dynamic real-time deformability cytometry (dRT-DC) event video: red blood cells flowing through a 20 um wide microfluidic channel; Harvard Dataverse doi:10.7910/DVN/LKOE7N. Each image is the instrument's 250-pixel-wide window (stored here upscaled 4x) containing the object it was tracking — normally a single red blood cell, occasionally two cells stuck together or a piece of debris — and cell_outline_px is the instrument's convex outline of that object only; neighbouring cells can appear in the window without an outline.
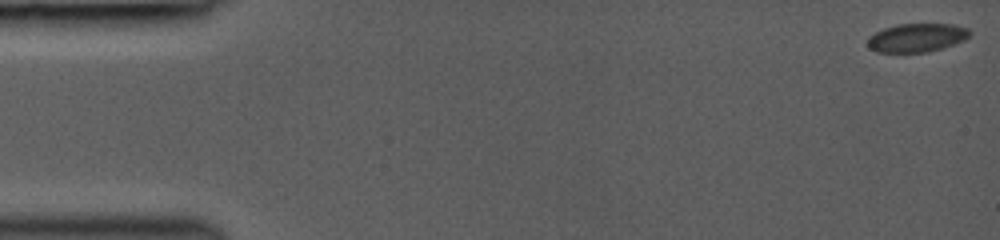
{"species": "common noctule bat (a hibernating species)", "species_latin": "Nyctalus noctula", "temperature_condition": "room temperature", "stored_images_in_passage": 46, "camera_frame_rate_fps": 3000, "um_per_image_px": 0.085, "animal": {"sex": "female", "body_mass_g": 19.0, "forearm_length_mm": 53.3}, "frame": {"image": 1, "passage_image": 1, "time_ms": 0.0, "image_size_px": [1000, 240], "cell_outline_px": [[972, 32], [964, 40], [928, 52], [876, 52], [868, 48], [868, 36], [884, 28], [896, 24], [952, 24], [968, 28]], "centroid_in_image_um": [77.9, 3.2], "position_along_channel_um": 7.1, "area_um2": 16.94}}
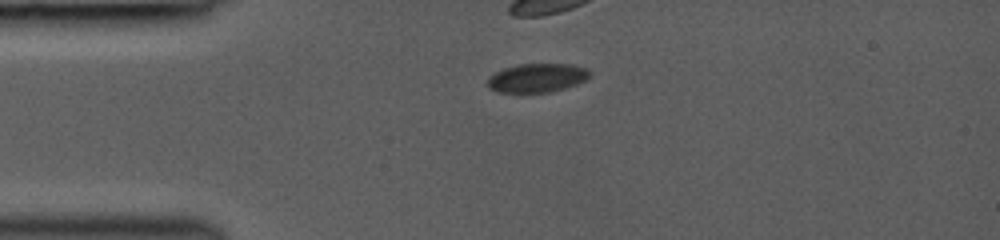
{"frame": {"image": 2, "passage_image": 12, "time_ms": 3.667, "image_size_px": [1000, 240], "cell_outline_px": [[588, 76], [584, 80], [576, 84], [552, 92], [496, 92], [488, 88], [488, 76], [504, 68], [516, 64], [572, 64], [584, 68], [588, 72]], "centroid_in_image_um": [45.58, 6.62], "position_along_channel_um": 39.4, "area_um2": 16.99}}
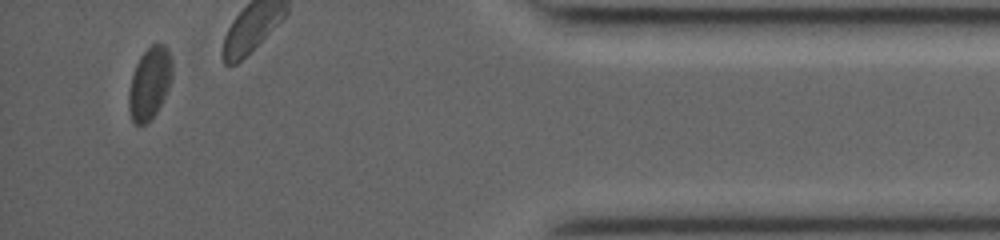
{"frame": {"image": 3, "passage_image": 44, "time_ms": 14.333, "image_size_px": [1000, 240], "cell_outline_px": [[172, 72], [168, 88], [156, 112], [144, 124], [136, 124], [132, 120], [128, 108], [128, 92], [132, 76], [136, 64], [140, 56], [152, 44], [164, 44], [168, 48], [172, 60]], "centroid_in_image_um": [12.7, 7.04], "position_along_channel_um": 422.5, "area_um2": 17.98}, "authors_computed_cell_mechanics": {"area_um2": 18.6405, "velocity_mm_per_s": 4.2127, "shape_relaxation_time_tau1_ms": 2.9429, "shape_relaxation_time_tau2_ms": null, "deformation_change_tau1": 0.062, "deformation_change_tau2": null}}